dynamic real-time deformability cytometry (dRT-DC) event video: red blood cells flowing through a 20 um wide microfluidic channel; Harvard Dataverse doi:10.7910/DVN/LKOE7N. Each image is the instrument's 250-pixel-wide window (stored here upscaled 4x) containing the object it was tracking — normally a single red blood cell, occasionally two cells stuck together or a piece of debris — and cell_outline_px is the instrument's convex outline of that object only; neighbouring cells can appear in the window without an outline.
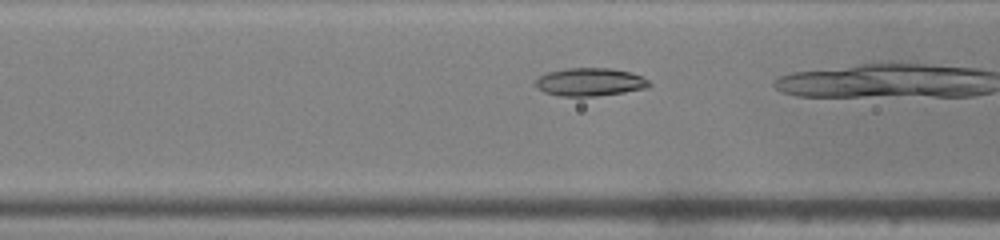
{"species": "common noctule bat (a hibernating species)", "species_latin": "Nyctalus noctula", "temperature_condition": "warm", "stored_images_in_passage": 26, "camera_frame_rate_fps": 3000, "um_per_image_px": 0.085, "animal": {"sex": "male", "body_mass_g": 19.0, "forearm_length_mm": 50.8}, "frame": {"image": 1, "passage_image": 8, "time_ms": 2.333, "image_size_px": [1000, 240], "cell_outline_px": [[652, 84], [644, 88], [624, 92], [596, 96], [560, 96], [544, 92], [536, 88], [536, 80], [540, 76], [548, 72], [568, 68], [612, 68], [632, 72], [648, 80]], "centroid_in_image_um": [50.14, 6.97], "position_along_channel_um": 116.5, "area_um2": 18.5}}